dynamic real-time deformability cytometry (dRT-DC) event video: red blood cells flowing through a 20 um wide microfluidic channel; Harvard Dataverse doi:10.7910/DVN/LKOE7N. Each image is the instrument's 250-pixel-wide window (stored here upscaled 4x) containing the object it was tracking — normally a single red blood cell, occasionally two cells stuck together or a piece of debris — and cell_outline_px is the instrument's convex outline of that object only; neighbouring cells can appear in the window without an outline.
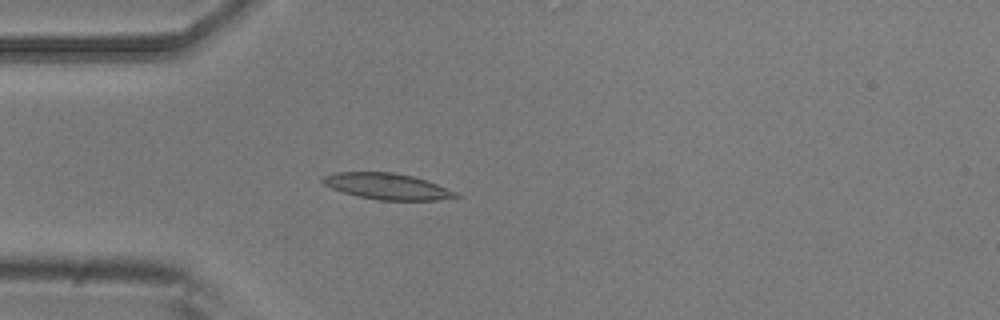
{"species": "common noctule bat (a hibernating species)", "species_latin": "Nyctalus noctula", "temperature_condition": "room temperature", "stored_images_in_passage": 4, "camera_frame_rate_fps": 3000, "um_per_image_px": 0.085, "animal": {"sex": "male", "body_mass_g": 20.5, "forearm_length_mm": 52.5}, "frame": {"image": 1, "passage_image": 4, "time_ms": 1.0, "image_size_px": [1000, 320], "cell_outline_px": [[460, 196], [440, 200], [376, 200], [344, 192], [332, 188], [324, 184], [320, 180], [324, 176], [336, 172], [396, 172], [412, 176], [436, 184], [456, 192]], "centroid_in_image_um": [32.89, 15.83], "position_along_channel_um": 52.1, "area_um2": 20.0}}